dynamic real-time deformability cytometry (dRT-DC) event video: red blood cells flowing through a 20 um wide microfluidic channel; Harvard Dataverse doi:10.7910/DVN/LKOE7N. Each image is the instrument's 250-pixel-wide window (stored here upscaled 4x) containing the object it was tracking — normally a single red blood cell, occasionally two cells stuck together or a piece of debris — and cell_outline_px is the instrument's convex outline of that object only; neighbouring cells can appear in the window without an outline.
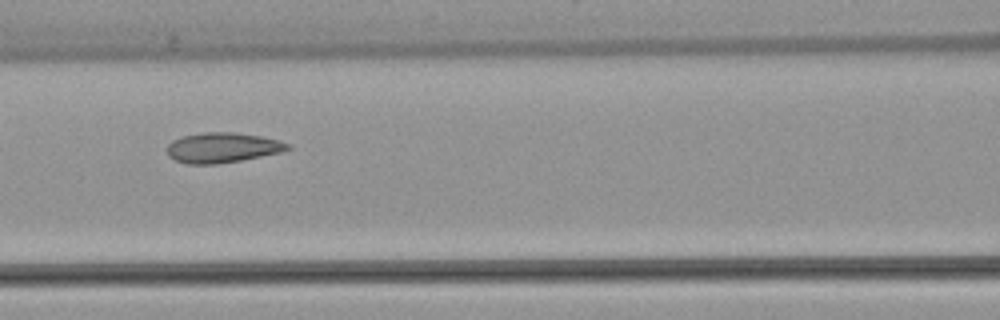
{"species": "common noctule bat (a hibernating species)", "species_latin": "Nyctalus noctula", "temperature_condition": "warm", "stored_images_in_passage": 5, "camera_frame_rate_fps": 3000, "um_per_image_px": 0.085, "animal": {"sex": "female", "body_mass_g": 22.7, "forearm_length_mm": 54.2}, "frame": {"image": 1, "passage_image": 4, "time_ms": 3.667, "image_size_px": [1000, 320], "cell_outline_px": [[292, 148], [280, 152], [240, 160], [216, 164], [188, 164], [176, 160], [168, 156], [168, 144], [172, 140], [184, 136], [204, 132], [232, 132], [264, 136], [280, 140], [292, 144]], "centroid_in_image_um": [18.95, 12.54], "position_along_channel_um": 147.7, "area_um2": 21.15}}
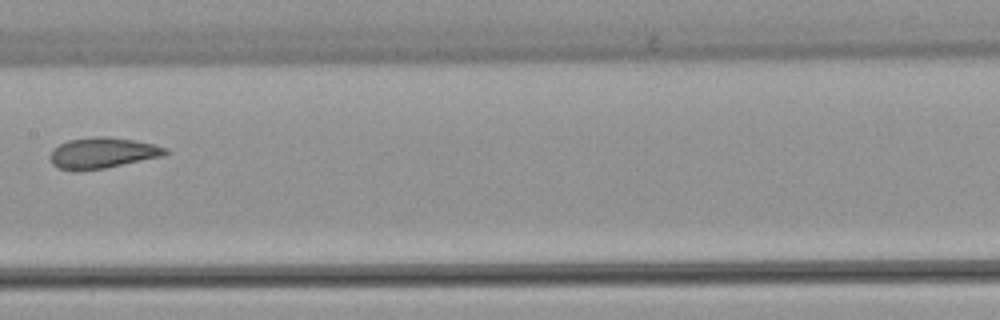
{"frame": {"image": 2, "passage_image": 5, "time_ms": 5.0, "image_size_px": [1000, 320], "cell_outline_px": [[172, 152], [164, 156], [104, 168], [76, 172], [72, 172], [60, 168], [52, 164], [48, 156], [52, 148], [68, 140], [96, 136], [108, 136], [132, 140], [152, 144], [168, 148]], "centroid_in_image_um": [8.69, 13.01], "position_along_channel_um": 198.7, "area_um2": 21.04}}